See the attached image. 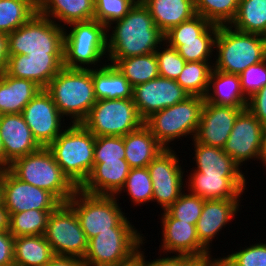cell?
<instances>
[{
    "label": "cell",
    "mask_w": 266,
    "mask_h": 266,
    "mask_svg": "<svg viewBox=\"0 0 266 266\" xmlns=\"http://www.w3.org/2000/svg\"><path fill=\"white\" fill-rule=\"evenodd\" d=\"M163 43L164 33L155 25L148 8L138 0L123 18L107 26L106 61L113 65L119 59L150 54Z\"/></svg>",
    "instance_id": "6da1fadb"
},
{
    "label": "cell",
    "mask_w": 266,
    "mask_h": 266,
    "mask_svg": "<svg viewBox=\"0 0 266 266\" xmlns=\"http://www.w3.org/2000/svg\"><path fill=\"white\" fill-rule=\"evenodd\" d=\"M45 90L50 94L61 116L71 124H81L96 103L92 69L63 67Z\"/></svg>",
    "instance_id": "7a4b0ae2"
},
{
    "label": "cell",
    "mask_w": 266,
    "mask_h": 266,
    "mask_svg": "<svg viewBox=\"0 0 266 266\" xmlns=\"http://www.w3.org/2000/svg\"><path fill=\"white\" fill-rule=\"evenodd\" d=\"M215 50L213 69L239 75L249 66L266 59V37L241 32L230 25H220Z\"/></svg>",
    "instance_id": "3957f363"
},
{
    "label": "cell",
    "mask_w": 266,
    "mask_h": 266,
    "mask_svg": "<svg viewBox=\"0 0 266 266\" xmlns=\"http://www.w3.org/2000/svg\"><path fill=\"white\" fill-rule=\"evenodd\" d=\"M96 137L82 124H70L47 147L68 178L79 188L94 166Z\"/></svg>",
    "instance_id": "277c9868"
},
{
    "label": "cell",
    "mask_w": 266,
    "mask_h": 266,
    "mask_svg": "<svg viewBox=\"0 0 266 266\" xmlns=\"http://www.w3.org/2000/svg\"><path fill=\"white\" fill-rule=\"evenodd\" d=\"M7 169L19 180L50 191L62 203H67L78 189L47 147L17 158Z\"/></svg>",
    "instance_id": "5b68a950"
},
{
    "label": "cell",
    "mask_w": 266,
    "mask_h": 266,
    "mask_svg": "<svg viewBox=\"0 0 266 266\" xmlns=\"http://www.w3.org/2000/svg\"><path fill=\"white\" fill-rule=\"evenodd\" d=\"M69 27L64 29V67L97 69L105 65L107 61L103 64L101 59L107 56V27L97 20L74 22Z\"/></svg>",
    "instance_id": "8992f818"
},
{
    "label": "cell",
    "mask_w": 266,
    "mask_h": 266,
    "mask_svg": "<svg viewBox=\"0 0 266 266\" xmlns=\"http://www.w3.org/2000/svg\"><path fill=\"white\" fill-rule=\"evenodd\" d=\"M115 195H95L77 189L67 204L75 211L89 240L111 228H135L120 208Z\"/></svg>",
    "instance_id": "52a82bcc"
},
{
    "label": "cell",
    "mask_w": 266,
    "mask_h": 266,
    "mask_svg": "<svg viewBox=\"0 0 266 266\" xmlns=\"http://www.w3.org/2000/svg\"><path fill=\"white\" fill-rule=\"evenodd\" d=\"M205 98L189 96L185 101L155 112L144 124L165 149H172L171 142L180 137L195 138Z\"/></svg>",
    "instance_id": "ba28073f"
},
{
    "label": "cell",
    "mask_w": 266,
    "mask_h": 266,
    "mask_svg": "<svg viewBox=\"0 0 266 266\" xmlns=\"http://www.w3.org/2000/svg\"><path fill=\"white\" fill-rule=\"evenodd\" d=\"M64 29L36 12L8 34V55H64Z\"/></svg>",
    "instance_id": "9c48e42d"
},
{
    "label": "cell",
    "mask_w": 266,
    "mask_h": 266,
    "mask_svg": "<svg viewBox=\"0 0 266 266\" xmlns=\"http://www.w3.org/2000/svg\"><path fill=\"white\" fill-rule=\"evenodd\" d=\"M136 228H111L88 240L85 266H122L133 261L145 244Z\"/></svg>",
    "instance_id": "30bf717a"
},
{
    "label": "cell",
    "mask_w": 266,
    "mask_h": 266,
    "mask_svg": "<svg viewBox=\"0 0 266 266\" xmlns=\"http://www.w3.org/2000/svg\"><path fill=\"white\" fill-rule=\"evenodd\" d=\"M95 137L125 136L144 124L133 98L100 99L81 123Z\"/></svg>",
    "instance_id": "8fae6325"
},
{
    "label": "cell",
    "mask_w": 266,
    "mask_h": 266,
    "mask_svg": "<svg viewBox=\"0 0 266 266\" xmlns=\"http://www.w3.org/2000/svg\"><path fill=\"white\" fill-rule=\"evenodd\" d=\"M44 237L54 255L84 258L88 249V239L81 228L75 211L62 203L48 218Z\"/></svg>",
    "instance_id": "7c38bea8"
},
{
    "label": "cell",
    "mask_w": 266,
    "mask_h": 266,
    "mask_svg": "<svg viewBox=\"0 0 266 266\" xmlns=\"http://www.w3.org/2000/svg\"><path fill=\"white\" fill-rule=\"evenodd\" d=\"M240 168L245 161L260 160L266 167V149L262 123L246 108L235 120L233 129L223 147ZM254 158V159H253Z\"/></svg>",
    "instance_id": "4fadbf2b"
},
{
    "label": "cell",
    "mask_w": 266,
    "mask_h": 266,
    "mask_svg": "<svg viewBox=\"0 0 266 266\" xmlns=\"http://www.w3.org/2000/svg\"><path fill=\"white\" fill-rule=\"evenodd\" d=\"M177 152L165 149L148 165L153 183L152 202H157L164 211L168 209L186 191L184 171Z\"/></svg>",
    "instance_id": "5bb4252c"
},
{
    "label": "cell",
    "mask_w": 266,
    "mask_h": 266,
    "mask_svg": "<svg viewBox=\"0 0 266 266\" xmlns=\"http://www.w3.org/2000/svg\"><path fill=\"white\" fill-rule=\"evenodd\" d=\"M2 203L9 215L32 209L56 210L62 204L50 191L19 180L8 169H3Z\"/></svg>",
    "instance_id": "9a60e30c"
},
{
    "label": "cell",
    "mask_w": 266,
    "mask_h": 266,
    "mask_svg": "<svg viewBox=\"0 0 266 266\" xmlns=\"http://www.w3.org/2000/svg\"><path fill=\"white\" fill-rule=\"evenodd\" d=\"M21 114L41 147H48L66 128L61 126L63 117L45 89L37 93Z\"/></svg>",
    "instance_id": "2e32d148"
},
{
    "label": "cell",
    "mask_w": 266,
    "mask_h": 266,
    "mask_svg": "<svg viewBox=\"0 0 266 266\" xmlns=\"http://www.w3.org/2000/svg\"><path fill=\"white\" fill-rule=\"evenodd\" d=\"M189 96L175 80L161 76L133 87V102L144 121L155 112L185 101Z\"/></svg>",
    "instance_id": "e0dca14e"
},
{
    "label": "cell",
    "mask_w": 266,
    "mask_h": 266,
    "mask_svg": "<svg viewBox=\"0 0 266 266\" xmlns=\"http://www.w3.org/2000/svg\"><path fill=\"white\" fill-rule=\"evenodd\" d=\"M247 107L216 105L205 101L195 135L198 143L223 148L238 115Z\"/></svg>",
    "instance_id": "ac0fdd59"
},
{
    "label": "cell",
    "mask_w": 266,
    "mask_h": 266,
    "mask_svg": "<svg viewBox=\"0 0 266 266\" xmlns=\"http://www.w3.org/2000/svg\"><path fill=\"white\" fill-rule=\"evenodd\" d=\"M162 245L164 254H183L202 259L211 252L199 241L196 225L174 219L166 210L161 214Z\"/></svg>",
    "instance_id": "d6986e66"
},
{
    "label": "cell",
    "mask_w": 266,
    "mask_h": 266,
    "mask_svg": "<svg viewBox=\"0 0 266 266\" xmlns=\"http://www.w3.org/2000/svg\"><path fill=\"white\" fill-rule=\"evenodd\" d=\"M64 67V55H9L6 73L9 76L34 81L45 89Z\"/></svg>",
    "instance_id": "ffe728a7"
},
{
    "label": "cell",
    "mask_w": 266,
    "mask_h": 266,
    "mask_svg": "<svg viewBox=\"0 0 266 266\" xmlns=\"http://www.w3.org/2000/svg\"><path fill=\"white\" fill-rule=\"evenodd\" d=\"M0 137L4 147V169L17 158L41 148L22 114L0 115Z\"/></svg>",
    "instance_id": "44dd1931"
},
{
    "label": "cell",
    "mask_w": 266,
    "mask_h": 266,
    "mask_svg": "<svg viewBox=\"0 0 266 266\" xmlns=\"http://www.w3.org/2000/svg\"><path fill=\"white\" fill-rule=\"evenodd\" d=\"M246 181V177L205 176L191 170L185 186L188 187L187 192L200 196L203 200H240L247 189Z\"/></svg>",
    "instance_id": "7402d4cb"
},
{
    "label": "cell",
    "mask_w": 266,
    "mask_h": 266,
    "mask_svg": "<svg viewBox=\"0 0 266 266\" xmlns=\"http://www.w3.org/2000/svg\"><path fill=\"white\" fill-rule=\"evenodd\" d=\"M240 200H205L196 224L199 241L211 252V244L222 228L229 224L240 210ZM211 243V244H210Z\"/></svg>",
    "instance_id": "603a6c76"
},
{
    "label": "cell",
    "mask_w": 266,
    "mask_h": 266,
    "mask_svg": "<svg viewBox=\"0 0 266 266\" xmlns=\"http://www.w3.org/2000/svg\"><path fill=\"white\" fill-rule=\"evenodd\" d=\"M130 169L125 159L97 163L79 189L95 195H116L124 186Z\"/></svg>",
    "instance_id": "cb8c5ba5"
},
{
    "label": "cell",
    "mask_w": 266,
    "mask_h": 266,
    "mask_svg": "<svg viewBox=\"0 0 266 266\" xmlns=\"http://www.w3.org/2000/svg\"><path fill=\"white\" fill-rule=\"evenodd\" d=\"M194 145L195 169L205 176L246 177L239 165L224 151L223 148L207 146L192 139Z\"/></svg>",
    "instance_id": "d4e9b609"
},
{
    "label": "cell",
    "mask_w": 266,
    "mask_h": 266,
    "mask_svg": "<svg viewBox=\"0 0 266 266\" xmlns=\"http://www.w3.org/2000/svg\"><path fill=\"white\" fill-rule=\"evenodd\" d=\"M42 88L34 81L0 75V115L21 114Z\"/></svg>",
    "instance_id": "484cf974"
},
{
    "label": "cell",
    "mask_w": 266,
    "mask_h": 266,
    "mask_svg": "<svg viewBox=\"0 0 266 266\" xmlns=\"http://www.w3.org/2000/svg\"><path fill=\"white\" fill-rule=\"evenodd\" d=\"M37 4L41 15L57 20L64 28L74 22L94 20V0H37Z\"/></svg>",
    "instance_id": "4316f807"
},
{
    "label": "cell",
    "mask_w": 266,
    "mask_h": 266,
    "mask_svg": "<svg viewBox=\"0 0 266 266\" xmlns=\"http://www.w3.org/2000/svg\"><path fill=\"white\" fill-rule=\"evenodd\" d=\"M123 142L125 160L131 169L148 167L165 150L145 124L123 136Z\"/></svg>",
    "instance_id": "83f0119b"
},
{
    "label": "cell",
    "mask_w": 266,
    "mask_h": 266,
    "mask_svg": "<svg viewBox=\"0 0 266 266\" xmlns=\"http://www.w3.org/2000/svg\"><path fill=\"white\" fill-rule=\"evenodd\" d=\"M155 25L165 34L196 15L194 0H141Z\"/></svg>",
    "instance_id": "f1b7e54d"
},
{
    "label": "cell",
    "mask_w": 266,
    "mask_h": 266,
    "mask_svg": "<svg viewBox=\"0 0 266 266\" xmlns=\"http://www.w3.org/2000/svg\"><path fill=\"white\" fill-rule=\"evenodd\" d=\"M205 101L234 107H247L238 74H228L212 69Z\"/></svg>",
    "instance_id": "f546056e"
},
{
    "label": "cell",
    "mask_w": 266,
    "mask_h": 266,
    "mask_svg": "<svg viewBox=\"0 0 266 266\" xmlns=\"http://www.w3.org/2000/svg\"><path fill=\"white\" fill-rule=\"evenodd\" d=\"M96 100L133 98V87L122 73L109 62L92 69Z\"/></svg>",
    "instance_id": "4dcf8cb0"
},
{
    "label": "cell",
    "mask_w": 266,
    "mask_h": 266,
    "mask_svg": "<svg viewBox=\"0 0 266 266\" xmlns=\"http://www.w3.org/2000/svg\"><path fill=\"white\" fill-rule=\"evenodd\" d=\"M14 266H44L54 256L44 235L14 237Z\"/></svg>",
    "instance_id": "1f68e13d"
},
{
    "label": "cell",
    "mask_w": 266,
    "mask_h": 266,
    "mask_svg": "<svg viewBox=\"0 0 266 266\" xmlns=\"http://www.w3.org/2000/svg\"><path fill=\"white\" fill-rule=\"evenodd\" d=\"M113 65L129 81L132 87L159 76L158 60L155 52L119 59Z\"/></svg>",
    "instance_id": "d6a6232c"
},
{
    "label": "cell",
    "mask_w": 266,
    "mask_h": 266,
    "mask_svg": "<svg viewBox=\"0 0 266 266\" xmlns=\"http://www.w3.org/2000/svg\"><path fill=\"white\" fill-rule=\"evenodd\" d=\"M219 25L211 24L198 40L190 41H164L170 47L176 48L186 62H211L215 52V38Z\"/></svg>",
    "instance_id": "836d02e7"
},
{
    "label": "cell",
    "mask_w": 266,
    "mask_h": 266,
    "mask_svg": "<svg viewBox=\"0 0 266 266\" xmlns=\"http://www.w3.org/2000/svg\"><path fill=\"white\" fill-rule=\"evenodd\" d=\"M234 29L266 37V0H239Z\"/></svg>",
    "instance_id": "e575fe53"
},
{
    "label": "cell",
    "mask_w": 266,
    "mask_h": 266,
    "mask_svg": "<svg viewBox=\"0 0 266 266\" xmlns=\"http://www.w3.org/2000/svg\"><path fill=\"white\" fill-rule=\"evenodd\" d=\"M36 12L37 0H0V32L10 34Z\"/></svg>",
    "instance_id": "d590c367"
},
{
    "label": "cell",
    "mask_w": 266,
    "mask_h": 266,
    "mask_svg": "<svg viewBox=\"0 0 266 266\" xmlns=\"http://www.w3.org/2000/svg\"><path fill=\"white\" fill-rule=\"evenodd\" d=\"M213 62H186L182 72L175 81L190 96L205 97L208 91Z\"/></svg>",
    "instance_id": "8d00e7d4"
},
{
    "label": "cell",
    "mask_w": 266,
    "mask_h": 266,
    "mask_svg": "<svg viewBox=\"0 0 266 266\" xmlns=\"http://www.w3.org/2000/svg\"><path fill=\"white\" fill-rule=\"evenodd\" d=\"M55 210H28L10 214L9 232L14 236L44 235L48 218Z\"/></svg>",
    "instance_id": "74e56055"
},
{
    "label": "cell",
    "mask_w": 266,
    "mask_h": 266,
    "mask_svg": "<svg viewBox=\"0 0 266 266\" xmlns=\"http://www.w3.org/2000/svg\"><path fill=\"white\" fill-rule=\"evenodd\" d=\"M122 191L127 192L129 199L136 206L152 201L153 183L148 167L130 169L124 186L115 196L120 198Z\"/></svg>",
    "instance_id": "f35d334b"
},
{
    "label": "cell",
    "mask_w": 266,
    "mask_h": 266,
    "mask_svg": "<svg viewBox=\"0 0 266 266\" xmlns=\"http://www.w3.org/2000/svg\"><path fill=\"white\" fill-rule=\"evenodd\" d=\"M195 12L216 25H230L235 19L239 0H194Z\"/></svg>",
    "instance_id": "ab89813d"
},
{
    "label": "cell",
    "mask_w": 266,
    "mask_h": 266,
    "mask_svg": "<svg viewBox=\"0 0 266 266\" xmlns=\"http://www.w3.org/2000/svg\"><path fill=\"white\" fill-rule=\"evenodd\" d=\"M204 201L200 196L183 192L166 211L174 219L196 225L201 215Z\"/></svg>",
    "instance_id": "60d3db41"
},
{
    "label": "cell",
    "mask_w": 266,
    "mask_h": 266,
    "mask_svg": "<svg viewBox=\"0 0 266 266\" xmlns=\"http://www.w3.org/2000/svg\"><path fill=\"white\" fill-rule=\"evenodd\" d=\"M138 0H94V20L106 27L123 18Z\"/></svg>",
    "instance_id": "b9f144b4"
},
{
    "label": "cell",
    "mask_w": 266,
    "mask_h": 266,
    "mask_svg": "<svg viewBox=\"0 0 266 266\" xmlns=\"http://www.w3.org/2000/svg\"><path fill=\"white\" fill-rule=\"evenodd\" d=\"M212 23L201 15L196 14L191 19L171 28L164 34V41H190L198 40V37Z\"/></svg>",
    "instance_id": "7bdbcfd3"
},
{
    "label": "cell",
    "mask_w": 266,
    "mask_h": 266,
    "mask_svg": "<svg viewBox=\"0 0 266 266\" xmlns=\"http://www.w3.org/2000/svg\"><path fill=\"white\" fill-rule=\"evenodd\" d=\"M162 46H165L166 48L159 46L155 51L158 60L159 76L176 80L182 72L186 61L178 53L176 48L170 47L165 42Z\"/></svg>",
    "instance_id": "ee69618b"
},
{
    "label": "cell",
    "mask_w": 266,
    "mask_h": 266,
    "mask_svg": "<svg viewBox=\"0 0 266 266\" xmlns=\"http://www.w3.org/2000/svg\"><path fill=\"white\" fill-rule=\"evenodd\" d=\"M123 136H97L94 146V165L105 161L125 159Z\"/></svg>",
    "instance_id": "f6af8a7d"
},
{
    "label": "cell",
    "mask_w": 266,
    "mask_h": 266,
    "mask_svg": "<svg viewBox=\"0 0 266 266\" xmlns=\"http://www.w3.org/2000/svg\"><path fill=\"white\" fill-rule=\"evenodd\" d=\"M241 89L249 99L266 85V59L253 64L239 74Z\"/></svg>",
    "instance_id": "bcb514c9"
},
{
    "label": "cell",
    "mask_w": 266,
    "mask_h": 266,
    "mask_svg": "<svg viewBox=\"0 0 266 266\" xmlns=\"http://www.w3.org/2000/svg\"><path fill=\"white\" fill-rule=\"evenodd\" d=\"M242 250L233 252L227 257L236 266H266V243H256Z\"/></svg>",
    "instance_id": "7dc6e473"
},
{
    "label": "cell",
    "mask_w": 266,
    "mask_h": 266,
    "mask_svg": "<svg viewBox=\"0 0 266 266\" xmlns=\"http://www.w3.org/2000/svg\"><path fill=\"white\" fill-rule=\"evenodd\" d=\"M141 246L138 250L136 258L139 260V266H187L193 258L183 255V254H176L173 256H167L162 257L161 256L157 257L154 260L147 261L145 258V253L144 251H141Z\"/></svg>",
    "instance_id": "c3c4849f"
},
{
    "label": "cell",
    "mask_w": 266,
    "mask_h": 266,
    "mask_svg": "<svg viewBox=\"0 0 266 266\" xmlns=\"http://www.w3.org/2000/svg\"><path fill=\"white\" fill-rule=\"evenodd\" d=\"M247 109L262 124L266 122V85L248 99Z\"/></svg>",
    "instance_id": "681fc988"
},
{
    "label": "cell",
    "mask_w": 266,
    "mask_h": 266,
    "mask_svg": "<svg viewBox=\"0 0 266 266\" xmlns=\"http://www.w3.org/2000/svg\"><path fill=\"white\" fill-rule=\"evenodd\" d=\"M14 236L0 231V266H14Z\"/></svg>",
    "instance_id": "f907efd6"
},
{
    "label": "cell",
    "mask_w": 266,
    "mask_h": 266,
    "mask_svg": "<svg viewBox=\"0 0 266 266\" xmlns=\"http://www.w3.org/2000/svg\"><path fill=\"white\" fill-rule=\"evenodd\" d=\"M44 266H85L82 258L76 256L54 255Z\"/></svg>",
    "instance_id": "816d5d0a"
},
{
    "label": "cell",
    "mask_w": 266,
    "mask_h": 266,
    "mask_svg": "<svg viewBox=\"0 0 266 266\" xmlns=\"http://www.w3.org/2000/svg\"><path fill=\"white\" fill-rule=\"evenodd\" d=\"M8 57V35L0 32V75L6 71Z\"/></svg>",
    "instance_id": "f5cc1de1"
},
{
    "label": "cell",
    "mask_w": 266,
    "mask_h": 266,
    "mask_svg": "<svg viewBox=\"0 0 266 266\" xmlns=\"http://www.w3.org/2000/svg\"><path fill=\"white\" fill-rule=\"evenodd\" d=\"M212 258L211 254L205 256V266H236L227 256Z\"/></svg>",
    "instance_id": "db71d44e"
},
{
    "label": "cell",
    "mask_w": 266,
    "mask_h": 266,
    "mask_svg": "<svg viewBox=\"0 0 266 266\" xmlns=\"http://www.w3.org/2000/svg\"><path fill=\"white\" fill-rule=\"evenodd\" d=\"M10 215L3 203L0 204V231H9Z\"/></svg>",
    "instance_id": "11a10c76"
},
{
    "label": "cell",
    "mask_w": 266,
    "mask_h": 266,
    "mask_svg": "<svg viewBox=\"0 0 266 266\" xmlns=\"http://www.w3.org/2000/svg\"><path fill=\"white\" fill-rule=\"evenodd\" d=\"M0 169H4V147L0 137Z\"/></svg>",
    "instance_id": "9f6ffc18"
},
{
    "label": "cell",
    "mask_w": 266,
    "mask_h": 266,
    "mask_svg": "<svg viewBox=\"0 0 266 266\" xmlns=\"http://www.w3.org/2000/svg\"><path fill=\"white\" fill-rule=\"evenodd\" d=\"M187 266H205V257L202 259H193Z\"/></svg>",
    "instance_id": "6f0895ef"
},
{
    "label": "cell",
    "mask_w": 266,
    "mask_h": 266,
    "mask_svg": "<svg viewBox=\"0 0 266 266\" xmlns=\"http://www.w3.org/2000/svg\"><path fill=\"white\" fill-rule=\"evenodd\" d=\"M3 196V169H0V204L2 203Z\"/></svg>",
    "instance_id": "680465c9"
},
{
    "label": "cell",
    "mask_w": 266,
    "mask_h": 266,
    "mask_svg": "<svg viewBox=\"0 0 266 266\" xmlns=\"http://www.w3.org/2000/svg\"><path fill=\"white\" fill-rule=\"evenodd\" d=\"M122 266H139V260L135 258L133 261H131L128 264L122 265Z\"/></svg>",
    "instance_id": "91938a15"
},
{
    "label": "cell",
    "mask_w": 266,
    "mask_h": 266,
    "mask_svg": "<svg viewBox=\"0 0 266 266\" xmlns=\"http://www.w3.org/2000/svg\"><path fill=\"white\" fill-rule=\"evenodd\" d=\"M263 125V141H264V146L266 149V122Z\"/></svg>",
    "instance_id": "94428289"
}]
</instances>
